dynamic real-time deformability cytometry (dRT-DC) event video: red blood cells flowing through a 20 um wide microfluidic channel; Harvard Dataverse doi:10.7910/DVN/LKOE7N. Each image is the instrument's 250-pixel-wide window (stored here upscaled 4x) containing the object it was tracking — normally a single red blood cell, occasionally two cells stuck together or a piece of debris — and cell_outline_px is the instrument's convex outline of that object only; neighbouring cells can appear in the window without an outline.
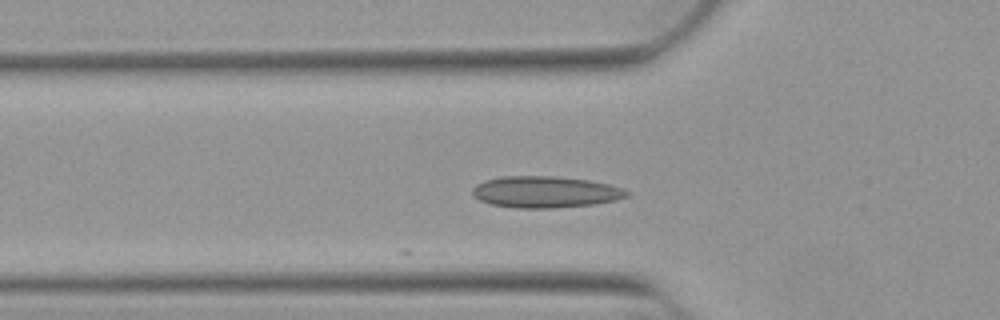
{"species": "Egyptian fruit bat (a non-hibernating species)", "species_latin": "Rousettus aegyptiacus", "temperature_condition": "warm", "stored_images_in_passage": 10, "camera_frame_rate_fps": 3000, "um_per_image_px": 0.085, "animal": {"sex": "female"}, "frame": {"image": 1, "passage_image": 2, "time_ms": 0.333, "image_size_px": [1000, 320], "cell_outline_px": [[632, 192], [628, 196], [616, 200], [596, 204], [552, 208], [516, 208], [492, 204], [480, 200], [472, 196], [472, 188], [476, 184], [484, 180], [500, 176], [552, 176], [588, 180], [608, 184]], "centroid_in_image_um": [46.33, 16.32], "position_along_channel_um": 79.5, "area_um2": 28.44}}
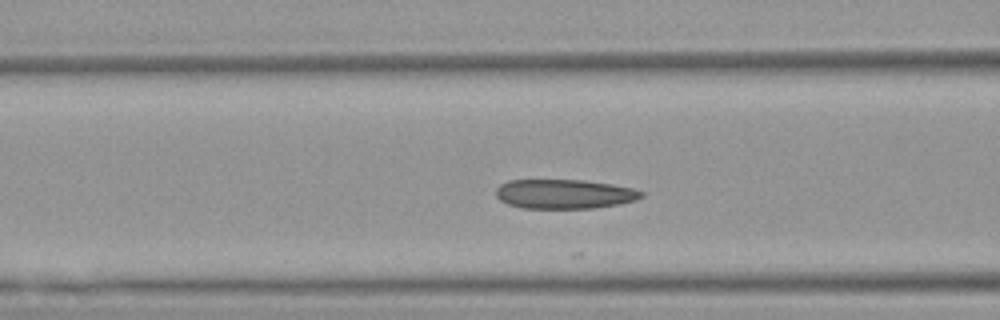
{"frame": {"image": 2, "passage_image": 5, "time_ms": 1.333, "image_size_px": [1000, 320], "cell_outline_px": [[644, 196], [636, 200], [620, 204], [596, 208], [520, 208], [508, 204], [500, 200], [496, 196], [496, 188], [500, 184], [508, 180], [584, 180], [612, 184], [632, 188], [644, 192]], "centroid_in_image_um": [47.97, 16.49], "position_along_channel_um": 118.6, "area_um2": 25.09}}
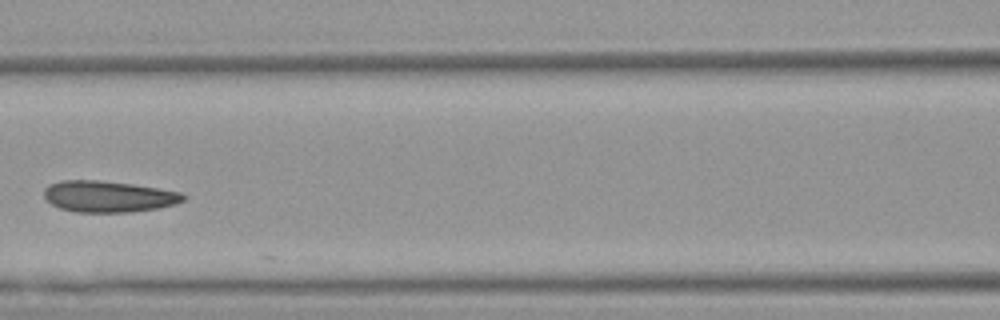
{"frame": {"image": 3, "passage_image": 8, "time_ms": 2.333, "image_size_px": [1000, 320], "cell_outline_px": [[188, 196], [184, 200], [176, 204], [160, 208], [132, 212], [76, 212], [60, 208], [44, 200], [44, 188], [48, 184], [60, 180], [100, 180], [132, 184], [180, 192]], "centroid_in_image_um": [9.2, 16.7], "position_along_channel_um": 157.4, "area_um2": 25.66}}